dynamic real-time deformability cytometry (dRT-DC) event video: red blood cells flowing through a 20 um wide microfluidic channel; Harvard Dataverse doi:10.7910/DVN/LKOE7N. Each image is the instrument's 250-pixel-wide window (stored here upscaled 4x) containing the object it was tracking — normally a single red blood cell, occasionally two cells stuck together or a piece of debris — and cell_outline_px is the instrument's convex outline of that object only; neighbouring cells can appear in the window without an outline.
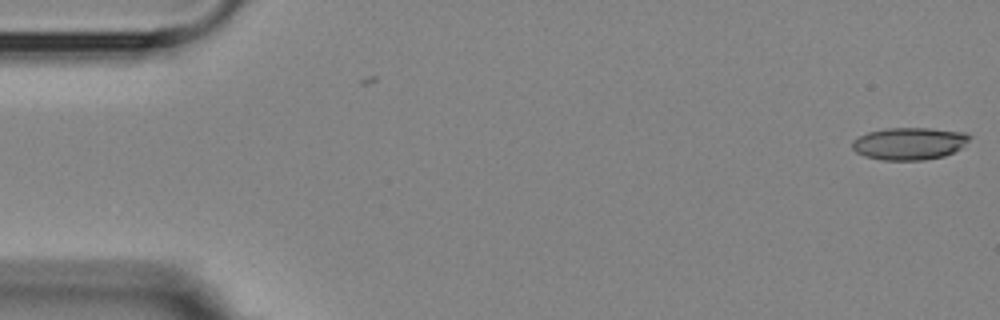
{"species": "Egyptian fruit bat (a non-hibernating species)", "species_latin": "Rousettus aegyptiacus", "temperature_condition": "room temperature", "stored_images_in_passage": 2, "camera_frame_rate_fps": 3000, "um_per_image_px": 0.085, "animal": {"sex": "female"}, "frame": {"image": 1, "passage_image": 2, "time_ms": 1.0, "image_size_px": [1000, 320], "cell_outline_px": [[972, 136], [960, 148], [944, 156], [924, 160], [880, 160], [864, 156], [856, 152], [852, 148], [852, 140], [868, 132], [884, 128], [932, 128], [968, 132]], "centroid_in_image_um": [77.29, 12.19], "position_along_channel_um": 7.7, "area_um2": 22.25}}